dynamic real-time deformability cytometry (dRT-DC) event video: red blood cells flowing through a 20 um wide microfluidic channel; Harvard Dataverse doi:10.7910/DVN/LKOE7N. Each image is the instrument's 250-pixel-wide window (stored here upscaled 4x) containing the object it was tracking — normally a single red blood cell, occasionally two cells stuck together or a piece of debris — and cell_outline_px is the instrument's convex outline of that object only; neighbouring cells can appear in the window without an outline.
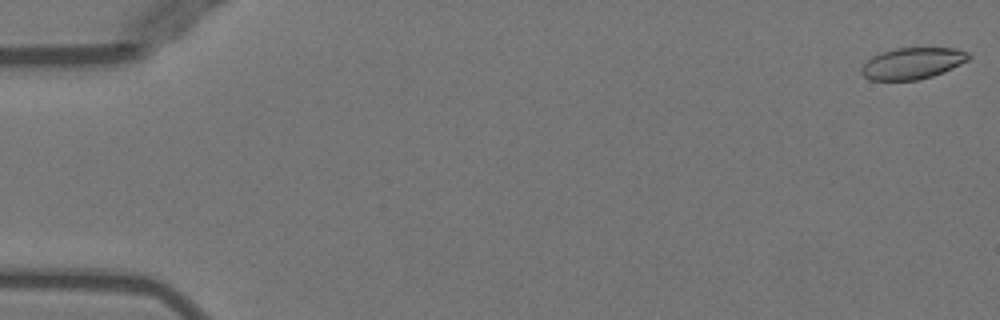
{"species": "Egyptian fruit bat (a non-hibernating species)", "species_latin": "Rousettus aegyptiacus", "temperature_condition": "warm", "stored_images_in_passage": 6, "camera_frame_rate_fps": 3000, "um_per_image_px": 0.085, "animal": {"sex": "female"}, "frame": {"image": 1, "passage_image": 1, "time_ms": 0.0, "image_size_px": [1000, 320], "cell_outline_px": [[972, 56], [968, 60], [952, 68], [932, 76], [916, 80], [868, 80], [860, 72], [860, 68], [872, 56], [880, 52], [896, 48], [956, 48], [968, 52]], "centroid_in_image_um": [77.54, 5.38], "position_along_channel_um": 7.5, "area_um2": 19.65}}